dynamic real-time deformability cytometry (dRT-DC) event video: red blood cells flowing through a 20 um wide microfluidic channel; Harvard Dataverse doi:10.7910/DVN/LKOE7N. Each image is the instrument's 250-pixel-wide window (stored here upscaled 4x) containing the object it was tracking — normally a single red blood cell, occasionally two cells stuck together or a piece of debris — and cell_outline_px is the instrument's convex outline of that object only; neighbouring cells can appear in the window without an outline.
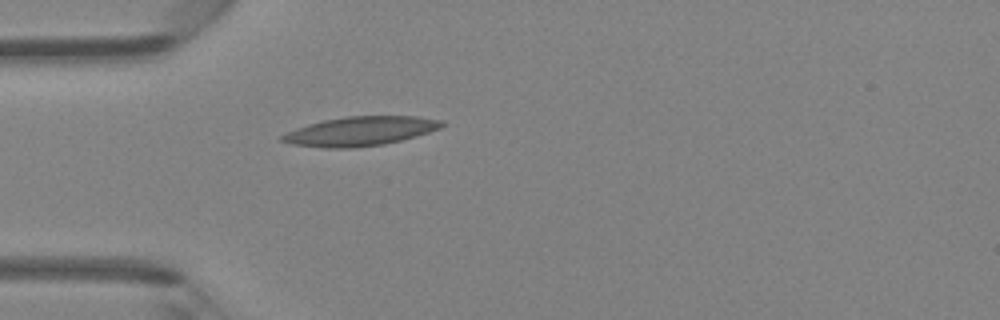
{"species": "Egyptian fruit bat (a non-hibernating species)", "species_latin": "Rousettus aegyptiacus", "temperature_condition": "room temperature", "stored_images_in_passage": 1, "camera_frame_rate_fps": 3000, "um_per_image_px": 0.085, "animal": {"sex": "female"}, "frame": {"image": 1, "passage_image": 1, "time_ms": 0.0, "image_size_px": [1000, 320], "cell_outline_px": [[448, 124], [440, 128], [416, 136], [384, 144], [352, 148], [324, 148], [292, 144], [280, 140], [280, 136], [296, 128], [308, 124], [324, 120], [348, 116], [416, 116], [444, 120]], "centroid_in_image_um": [30.66, 11.15], "position_along_channel_um": 54.3, "area_um2": 27.17}}